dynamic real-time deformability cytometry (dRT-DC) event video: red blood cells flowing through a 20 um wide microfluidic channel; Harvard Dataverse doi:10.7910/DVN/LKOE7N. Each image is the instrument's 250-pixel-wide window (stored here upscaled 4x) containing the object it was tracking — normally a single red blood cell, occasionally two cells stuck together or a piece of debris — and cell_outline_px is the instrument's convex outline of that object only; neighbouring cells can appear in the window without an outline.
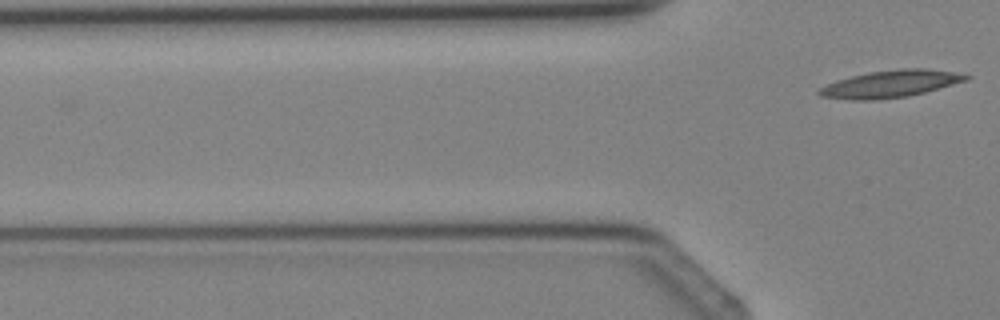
{"species": "Egyptian fruit bat (a non-hibernating species)", "species_latin": "Rousettus aegyptiacus", "temperature_condition": "cold", "stored_images_in_passage": 2, "camera_frame_rate_fps": 3000, "um_per_image_px": 0.085, "animal": {"sex": "female"}, "frame": {"image": 1, "passage_image": 2, "time_ms": 1.0, "image_size_px": [1000, 320], "cell_outline_px": [[972, 76], [968, 80], [924, 92], [908, 96], [872, 100], [852, 100], [820, 96], [816, 92], [820, 88], [836, 80], [868, 72], [900, 68], [928, 68], [952, 72]], "centroid_in_image_um": [75.68, 7.12], "position_along_channel_um": 50.1, "area_um2": 23.12}}